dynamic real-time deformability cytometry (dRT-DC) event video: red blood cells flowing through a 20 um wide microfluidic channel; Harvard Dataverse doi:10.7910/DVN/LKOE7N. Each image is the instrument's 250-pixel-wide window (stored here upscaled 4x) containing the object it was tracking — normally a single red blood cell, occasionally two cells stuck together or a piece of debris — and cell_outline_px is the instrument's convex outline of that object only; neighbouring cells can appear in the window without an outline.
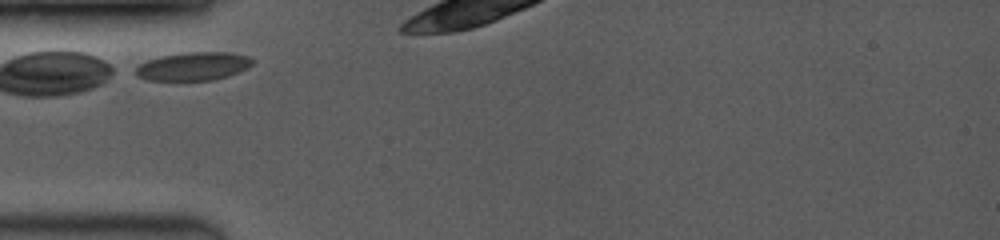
{"species": "common noctule bat (a hibernating species)", "species_latin": "Nyctalus noctula", "temperature_condition": "room temperature", "stored_images_in_passage": 11, "camera_frame_rate_fps": 3500, "um_per_image_px": 0.085, "animal": {"sex": "female", "body_mass_g": 19.0, "forearm_length_mm": 53.3}, "frame": {"image": 1, "passage_image": 1, "time_ms": 0.0, "image_size_px": [1000, 240], "cell_outline_px": [[252, 64], [248, 68], [240, 72], [228, 76], [212, 80], [148, 80], [136, 76], [136, 68], [140, 64], [148, 60], [160, 56], [188, 52], [232, 52], [248, 56], [252, 60]], "centroid_in_image_um": [16.45, 5.63], "position_along_channel_um": 68.5, "area_um2": 19.25}}